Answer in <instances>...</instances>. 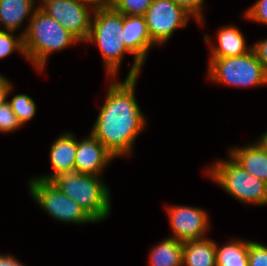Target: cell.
I'll return each instance as SVG.
<instances>
[{
	"instance_id": "5bb4252c",
	"label": "cell",
	"mask_w": 267,
	"mask_h": 266,
	"mask_svg": "<svg viewBox=\"0 0 267 266\" xmlns=\"http://www.w3.org/2000/svg\"><path fill=\"white\" fill-rule=\"evenodd\" d=\"M75 154L76 138L74 134L71 132L61 134L50 147V162L53 172L35 179L51 181L61 174L74 172Z\"/></svg>"
},
{
	"instance_id": "44dd1931",
	"label": "cell",
	"mask_w": 267,
	"mask_h": 266,
	"mask_svg": "<svg viewBox=\"0 0 267 266\" xmlns=\"http://www.w3.org/2000/svg\"><path fill=\"white\" fill-rule=\"evenodd\" d=\"M20 52L25 57L23 46V35L14 36V31L0 30V59L14 53Z\"/></svg>"
},
{
	"instance_id": "8992f818",
	"label": "cell",
	"mask_w": 267,
	"mask_h": 266,
	"mask_svg": "<svg viewBox=\"0 0 267 266\" xmlns=\"http://www.w3.org/2000/svg\"><path fill=\"white\" fill-rule=\"evenodd\" d=\"M208 64L212 82L237 88L267 85V75L253 48L240 56L209 58Z\"/></svg>"
},
{
	"instance_id": "8fae6325",
	"label": "cell",
	"mask_w": 267,
	"mask_h": 266,
	"mask_svg": "<svg viewBox=\"0 0 267 266\" xmlns=\"http://www.w3.org/2000/svg\"><path fill=\"white\" fill-rule=\"evenodd\" d=\"M124 45L134 56L127 77H139L141 68L145 63L152 42L144 16L123 14Z\"/></svg>"
},
{
	"instance_id": "30bf717a",
	"label": "cell",
	"mask_w": 267,
	"mask_h": 266,
	"mask_svg": "<svg viewBox=\"0 0 267 266\" xmlns=\"http://www.w3.org/2000/svg\"><path fill=\"white\" fill-rule=\"evenodd\" d=\"M166 209L173 232L172 238L181 242L206 238L210 223L204 209L188 205H168Z\"/></svg>"
},
{
	"instance_id": "484cf974",
	"label": "cell",
	"mask_w": 267,
	"mask_h": 266,
	"mask_svg": "<svg viewBox=\"0 0 267 266\" xmlns=\"http://www.w3.org/2000/svg\"><path fill=\"white\" fill-rule=\"evenodd\" d=\"M245 12V18L267 25V0L255 1Z\"/></svg>"
},
{
	"instance_id": "cb8c5ba5",
	"label": "cell",
	"mask_w": 267,
	"mask_h": 266,
	"mask_svg": "<svg viewBox=\"0 0 267 266\" xmlns=\"http://www.w3.org/2000/svg\"><path fill=\"white\" fill-rule=\"evenodd\" d=\"M248 266H267V246L249 241Z\"/></svg>"
},
{
	"instance_id": "ffe728a7",
	"label": "cell",
	"mask_w": 267,
	"mask_h": 266,
	"mask_svg": "<svg viewBox=\"0 0 267 266\" xmlns=\"http://www.w3.org/2000/svg\"><path fill=\"white\" fill-rule=\"evenodd\" d=\"M15 113L17 119L24 125L33 119L36 113V104L34 100L26 94H16L11 100H7Z\"/></svg>"
},
{
	"instance_id": "ba28073f",
	"label": "cell",
	"mask_w": 267,
	"mask_h": 266,
	"mask_svg": "<svg viewBox=\"0 0 267 266\" xmlns=\"http://www.w3.org/2000/svg\"><path fill=\"white\" fill-rule=\"evenodd\" d=\"M39 8L58 21L80 43L87 40L94 9L80 0H38ZM92 11V13H91Z\"/></svg>"
},
{
	"instance_id": "6da1fadb",
	"label": "cell",
	"mask_w": 267,
	"mask_h": 266,
	"mask_svg": "<svg viewBox=\"0 0 267 266\" xmlns=\"http://www.w3.org/2000/svg\"><path fill=\"white\" fill-rule=\"evenodd\" d=\"M138 77L110 83L91 134L115 157L129 155L146 118L135 96Z\"/></svg>"
},
{
	"instance_id": "7402d4cb",
	"label": "cell",
	"mask_w": 267,
	"mask_h": 266,
	"mask_svg": "<svg viewBox=\"0 0 267 266\" xmlns=\"http://www.w3.org/2000/svg\"><path fill=\"white\" fill-rule=\"evenodd\" d=\"M154 0H114L113 8L124 15L144 16Z\"/></svg>"
},
{
	"instance_id": "4dcf8cb0",
	"label": "cell",
	"mask_w": 267,
	"mask_h": 266,
	"mask_svg": "<svg viewBox=\"0 0 267 266\" xmlns=\"http://www.w3.org/2000/svg\"><path fill=\"white\" fill-rule=\"evenodd\" d=\"M260 138L267 145V131L263 133Z\"/></svg>"
},
{
	"instance_id": "5b68a950",
	"label": "cell",
	"mask_w": 267,
	"mask_h": 266,
	"mask_svg": "<svg viewBox=\"0 0 267 266\" xmlns=\"http://www.w3.org/2000/svg\"><path fill=\"white\" fill-rule=\"evenodd\" d=\"M205 173L241 203L267 205V184L242 169L231 158L214 162Z\"/></svg>"
},
{
	"instance_id": "f546056e",
	"label": "cell",
	"mask_w": 267,
	"mask_h": 266,
	"mask_svg": "<svg viewBox=\"0 0 267 266\" xmlns=\"http://www.w3.org/2000/svg\"><path fill=\"white\" fill-rule=\"evenodd\" d=\"M0 266H25L12 255L0 254Z\"/></svg>"
},
{
	"instance_id": "2e32d148",
	"label": "cell",
	"mask_w": 267,
	"mask_h": 266,
	"mask_svg": "<svg viewBox=\"0 0 267 266\" xmlns=\"http://www.w3.org/2000/svg\"><path fill=\"white\" fill-rule=\"evenodd\" d=\"M37 8L36 0H0V27L3 25L0 30L16 33L27 17L30 21Z\"/></svg>"
},
{
	"instance_id": "d4e9b609",
	"label": "cell",
	"mask_w": 267,
	"mask_h": 266,
	"mask_svg": "<svg viewBox=\"0 0 267 266\" xmlns=\"http://www.w3.org/2000/svg\"><path fill=\"white\" fill-rule=\"evenodd\" d=\"M178 6L182 7L185 11H187L192 18L199 23V25L203 26L204 18H203V3L204 0H173Z\"/></svg>"
},
{
	"instance_id": "603a6c76",
	"label": "cell",
	"mask_w": 267,
	"mask_h": 266,
	"mask_svg": "<svg viewBox=\"0 0 267 266\" xmlns=\"http://www.w3.org/2000/svg\"><path fill=\"white\" fill-rule=\"evenodd\" d=\"M22 127L8 101L0 106V132H13Z\"/></svg>"
},
{
	"instance_id": "52a82bcc",
	"label": "cell",
	"mask_w": 267,
	"mask_h": 266,
	"mask_svg": "<svg viewBox=\"0 0 267 266\" xmlns=\"http://www.w3.org/2000/svg\"><path fill=\"white\" fill-rule=\"evenodd\" d=\"M28 186L32 199L55 220L76 225L96 223L75 200L64 195L51 181L32 178Z\"/></svg>"
},
{
	"instance_id": "7a4b0ae2",
	"label": "cell",
	"mask_w": 267,
	"mask_h": 266,
	"mask_svg": "<svg viewBox=\"0 0 267 266\" xmlns=\"http://www.w3.org/2000/svg\"><path fill=\"white\" fill-rule=\"evenodd\" d=\"M21 35H23L25 58L38 71L45 68L50 54L80 42L58 21L47 15L39 7L33 13Z\"/></svg>"
},
{
	"instance_id": "4fadbf2b",
	"label": "cell",
	"mask_w": 267,
	"mask_h": 266,
	"mask_svg": "<svg viewBox=\"0 0 267 266\" xmlns=\"http://www.w3.org/2000/svg\"><path fill=\"white\" fill-rule=\"evenodd\" d=\"M229 158L267 184V145L260 137L251 145L229 149Z\"/></svg>"
},
{
	"instance_id": "7c38bea8",
	"label": "cell",
	"mask_w": 267,
	"mask_h": 266,
	"mask_svg": "<svg viewBox=\"0 0 267 266\" xmlns=\"http://www.w3.org/2000/svg\"><path fill=\"white\" fill-rule=\"evenodd\" d=\"M115 157L91 133L76 139L74 172L100 176Z\"/></svg>"
},
{
	"instance_id": "ac0fdd59",
	"label": "cell",
	"mask_w": 267,
	"mask_h": 266,
	"mask_svg": "<svg viewBox=\"0 0 267 266\" xmlns=\"http://www.w3.org/2000/svg\"><path fill=\"white\" fill-rule=\"evenodd\" d=\"M149 266H183V242L171 236L152 248Z\"/></svg>"
},
{
	"instance_id": "9a60e30c",
	"label": "cell",
	"mask_w": 267,
	"mask_h": 266,
	"mask_svg": "<svg viewBox=\"0 0 267 266\" xmlns=\"http://www.w3.org/2000/svg\"><path fill=\"white\" fill-rule=\"evenodd\" d=\"M218 42L210 47V58H224L240 56L252 49V45H246V40L242 32L233 25L219 28L216 35Z\"/></svg>"
},
{
	"instance_id": "9c48e42d",
	"label": "cell",
	"mask_w": 267,
	"mask_h": 266,
	"mask_svg": "<svg viewBox=\"0 0 267 266\" xmlns=\"http://www.w3.org/2000/svg\"><path fill=\"white\" fill-rule=\"evenodd\" d=\"M190 16L173 0H154L144 14L150 38L156 46L168 41L178 27H186Z\"/></svg>"
},
{
	"instance_id": "e0dca14e",
	"label": "cell",
	"mask_w": 267,
	"mask_h": 266,
	"mask_svg": "<svg viewBox=\"0 0 267 266\" xmlns=\"http://www.w3.org/2000/svg\"><path fill=\"white\" fill-rule=\"evenodd\" d=\"M216 242L210 238L183 242V266H216Z\"/></svg>"
},
{
	"instance_id": "f1b7e54d",
	"label": "cell",
	"mask_w": 267,
	"mask_h": 266,
	"mask_svg": "<svg viewBox=\"0 0 267 266\" xmlns=\"http://www.w3.org/2000/svg\"><path fill=\"white\" fill-rule=\"evenodd\" d=\"M95 9L110 8L113 6L114 0H80Z\"/></svg>"
},
{
	"instance_id": "d6986e66",
	"label": "cell",
	"mask_w": 267,
	"mask_h": 266,
	"mask_svg": "<svg viewBox=\"0 0 267 266\" xmlns=\"http://www.w3.org/2000/svg\"><path fill=\"white\" fill-rule=\"evenodd\" d=\"M249 241L231 240L223 246L216 243V266H248Z\"/></svg>"
},
{
	"instance_id": "4316f807",
	"label": "cell",
	"mask_w": 267,
	"mask_h": 266,
	"mask_svg": "<svg viewBox=\"0 0 267 266\" xmlns=\"http://www.w3.org/2000/svg\"><path fill=\"white\" fill-rule=\"evenodd\" d=\"M255 51L258 60L263 66V69L267 75V38L257 41L256 44L252 46Z\"/></svg>"
},
{
	"instance_id": "83f0119b",
	"label": "cell",
	"mask_w": 267,
	"mask_h": 266,
	"mask_svg": "<svg viewBox=\"0 0 267 266\" xmlns=\"http://www.w3.org/2000/svg\"><path fill=\"white\" fill-rule=\"evenodd\" d=\"M12 87L9 79L0 74V106L8 100Z\"/></svg>"
},
{
	"instance_id": "3957f363",
	"label": "cell",
	"mask_w": 267,
	"mask_h": 266,
	"mask_svg": "<svg viewBox=\"0 0 267 266\" xmlns=\"http://www.w3.org/2000/svg\"><path fill=\"white\" fill-rule=\"evenodd\" d=\"M123 40V14L113 7L95 9L85 43L97 44L111 81L116 78L125 54H132Z\"/></svg>"
},
{
	"instance_id": "277c9868",
	"label": "cell",
	"mask_w": 267,
	"mask_h": 266,
	"mask_svg": "<svg viewBox=\"0 0 267 266\" xmlns=\"http://www.w3.org/2000/svg\"><path fill=\"white\" fill-rule=\"evenodd\" d=\"M100 178L101 176L71 172L61 174L51 182L98 223L107 219L111 212L110 190Z\"/></svg>"
}]
</instances>
